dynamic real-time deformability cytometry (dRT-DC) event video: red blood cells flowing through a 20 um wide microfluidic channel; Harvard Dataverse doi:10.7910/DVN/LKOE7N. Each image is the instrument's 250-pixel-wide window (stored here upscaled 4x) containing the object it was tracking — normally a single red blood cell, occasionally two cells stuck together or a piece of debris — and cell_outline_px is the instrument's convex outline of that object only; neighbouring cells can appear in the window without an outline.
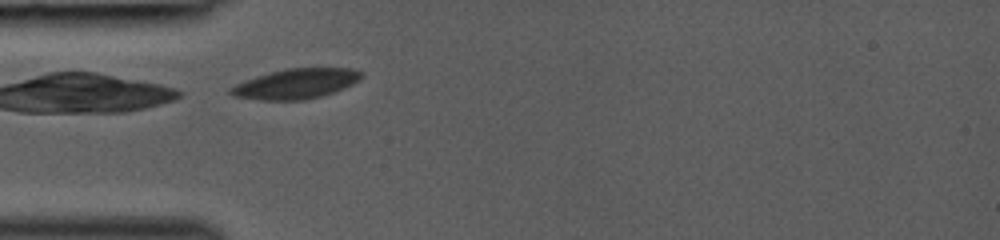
{"species": "common noctule bat (a hibernating species)", "species_latin": "Nyctalus noctula", "temperature_condition": "room temperature", "stored_images_in_passage": 27, "camera_frame_rate_fps": 3000, "um_per_image_px": 0.085, "animal": {"sex": "female", "body_mass_g": 19.0, "forearm_length_mm": 53.3}, "frame": {"image": 1, "passage_image": 1, "time_ms": 0.0, "image_size_px": [1000, 240], "cell_outline_px": [[364, 76], [360, 80], [352, 84], [332, 92], [320, 96], [304, 100], [260, 100], [232, 96], [228, 92], [228, 88], [244, 80], [256, 76], [284, 68], [352, 68], [364, 72]], "centroid_in_image_um": [25.13, 7.11], "position_along_channel_um": 59.9, "area_um2": 23.0}}
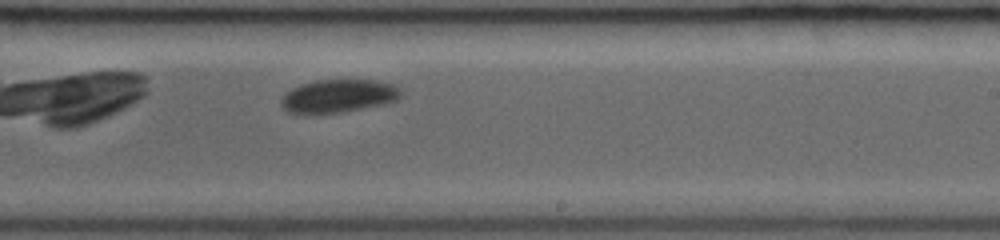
{"frame": {"image": 2, "passage_image": 15, "time_ms": 4.667, "image_size_px": [1000, 240], "cell_outline_px": [[400, 96], [396, 100], [384, 104], [340, 112], [304, 116], [288, 112], [280, 104], [280, 100], [292, 88], [300, 84], [316, 80], [376, 80], [392, 84], [400, 88]], "centroid_in_image_um": [28.7, 8.18], "position_along_channel_um": 260.3, "area_um2": 23.35}}
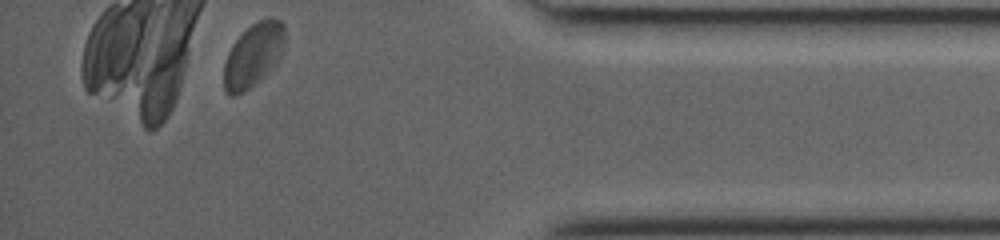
{"frame": {"image": 3, "passage_image": 27, "time_ms": 8.667, "image_size_px": [1000, 240], "cell_outline_px": [[284, 48], [276, 64], [244, 92], [236, 96], [228, 96], [224, 92], [224, 64], [228, 52], [236, 40], [252, 24], [260, 20], [280, 20], [284, 24]], "centroid_in_image_um": [21.51, 4.73], "position_along_channel_um": 413.7, "area_um2": 22.14}}